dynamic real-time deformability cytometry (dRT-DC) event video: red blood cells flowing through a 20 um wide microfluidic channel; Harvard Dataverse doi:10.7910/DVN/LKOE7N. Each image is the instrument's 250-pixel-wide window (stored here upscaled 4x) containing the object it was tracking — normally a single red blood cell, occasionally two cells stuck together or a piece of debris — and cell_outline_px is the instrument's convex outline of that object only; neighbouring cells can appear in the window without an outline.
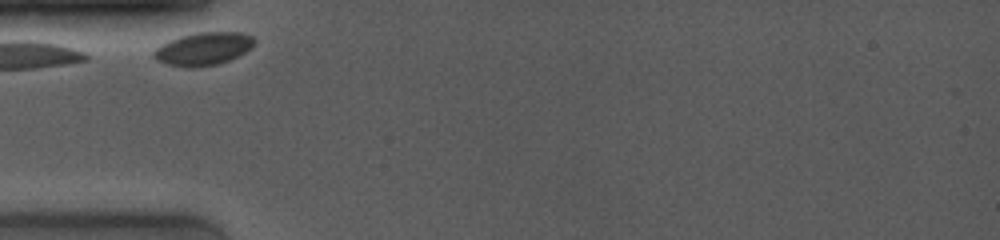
{"species": "common noctule bat (a hibernating species)", "species_latin": "Nyctalus noctula", "temperature_condition": "room temperature", "stored_images_in_passage": 22, "camera_frame_rate_fps": 4000, "um_per_image_px": 0.085, "animal": {"sex": "female", "body_mass_g": 19.0, "forearm_length_mm": 53.3}, "frame": {"image": 1, "passage_image": 1, "time_ms": 0.0, "image_size_px": [1000, 240], "cell_outline_px": [[256, 40], [252, 48], [228, 60], [216, 64], [196, 68], [188, 68], [168, 64], [156, 60], [152, 56], [152, 52], [156, 48], [180, 36], [196, 32], [240, 32], [252, 36]], "centroid_in_image_um": [17.29, 4.15], "position_along_channel_um": 67.7, "area_um2": 19.19}}